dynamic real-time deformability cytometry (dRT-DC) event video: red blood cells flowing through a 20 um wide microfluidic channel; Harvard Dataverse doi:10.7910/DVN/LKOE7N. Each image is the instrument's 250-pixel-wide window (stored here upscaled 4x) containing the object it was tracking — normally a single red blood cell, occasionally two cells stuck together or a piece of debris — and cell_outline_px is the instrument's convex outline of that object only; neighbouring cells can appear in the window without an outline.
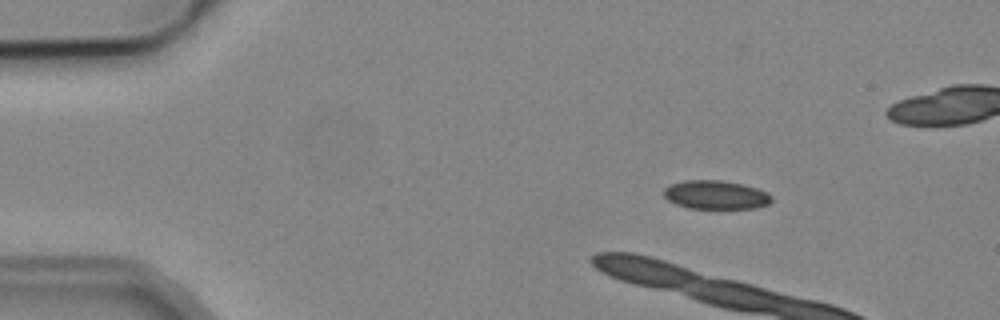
{"species": "common noctule bat (a hibernating species)", "species_latin": "Nyctalus noctula", "temperature_condition": "cold", "stored_images_in_passage": 9, "camera_frame_rate_fps": 3000, "um_per_image_px": 0.085, "animal": {"sex": "male", "body_mass_g": 19.2, "forearm_length_mm": 51.8}, "frame": {"image": 1, "passage_image": 1, "time_ms": 0.0, "image_size_px": [1000, 320], "cell_outline_px": [[772, 200], [768, 204], [756, 208], [688, 208], [676, 204], [668, 200], [664, 196], [664, 188], [672, 184], [684, 180], [720, 180], [740, 184], [756, 188], [768, 192], [772, 196]], "centroid_in_image_um": [60.84, 16.56], "position_along_channel_um": 24.2, "area_um2": 17.92}}
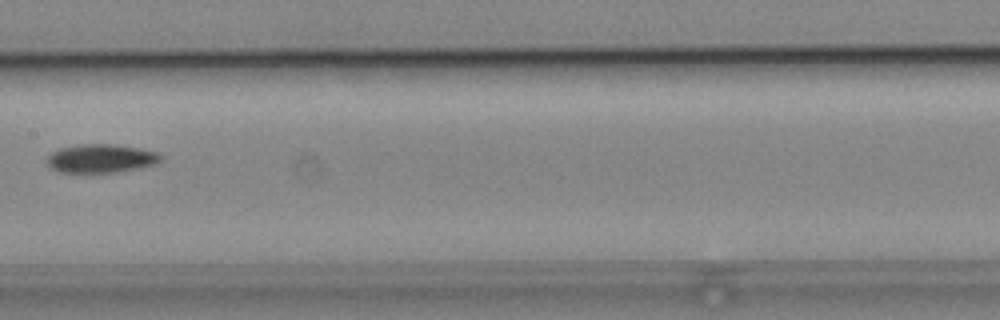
{"frame": {"image": 2, "passage_image": 9, "time_ms": 10.0, "image_size_px": [1000, 320], "cell_outline_px": [[164, 156], [156, 164], [116, 172], [60, 172], [52, 168], [48, 164], [48, 156], [52, 152], [60, 148], [80, 144], [112, 144], [140, 148], [160, 152]], "centroid_in_image_um": [8.63, 13.45], "position_along_channel_um": 198.8, "area_um2": 18.84}}